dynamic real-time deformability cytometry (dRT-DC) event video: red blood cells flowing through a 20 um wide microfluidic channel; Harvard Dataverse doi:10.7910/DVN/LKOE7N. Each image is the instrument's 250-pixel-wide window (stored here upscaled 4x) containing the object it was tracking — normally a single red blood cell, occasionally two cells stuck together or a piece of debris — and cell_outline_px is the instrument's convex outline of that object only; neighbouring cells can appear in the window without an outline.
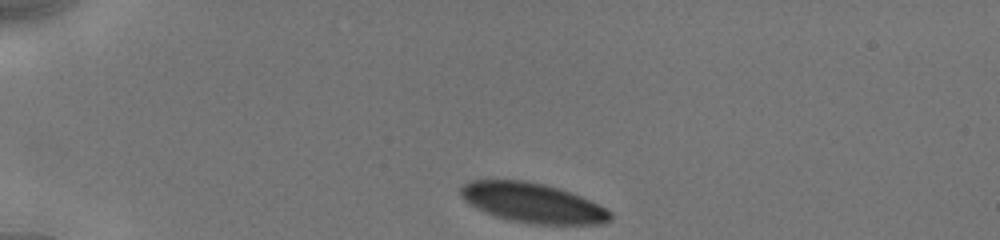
{"species": "human", "species_latin": "Homo sapiens", "temperature_condition": "cold", "stored_images_in_passage": 14, "camera_frame_rate_fps": 3000, "um_per_image_px": 0.085, "donor": {"sex": "male"}, "frame": {"image": 1, "passage_image": 1, "time_ms": 0.0, "image_size_px": [1000, 240], "cell_outline_px": [[612, 216], [608, 220], [600, 224], [536, 224], [512, 220], [496, 216], [484, 212], [464, 200], [460, 192], [460, 188], [464, 184], [472, 180], [524, 180], [544, 184], [580, 196], [612, 212]], "centroid_in_image_um": [45.24, 17.24], "position_along_channel_um": 39.8, "area_um2": 33.99}}